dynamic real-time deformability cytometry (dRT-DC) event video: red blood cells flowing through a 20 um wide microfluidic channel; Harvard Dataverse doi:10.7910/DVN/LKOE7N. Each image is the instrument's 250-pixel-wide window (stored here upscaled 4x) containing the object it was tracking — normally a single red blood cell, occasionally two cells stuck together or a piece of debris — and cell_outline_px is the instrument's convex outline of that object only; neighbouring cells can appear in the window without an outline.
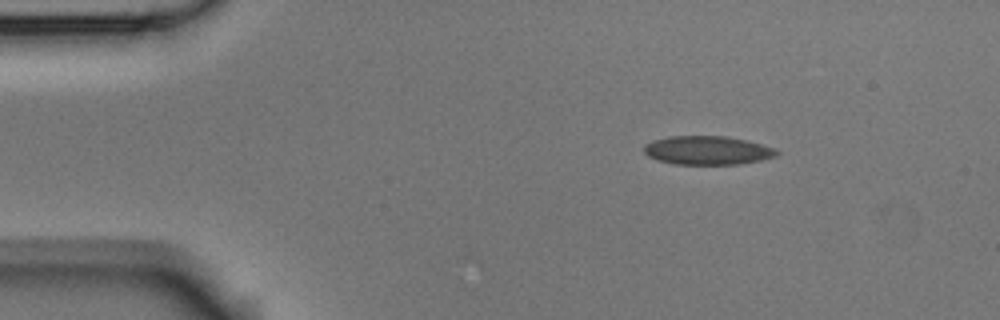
{"species": "Egyptian fruit bat (a non-hibernating species)", "species_latin": "Rousettus aegyptiacus", "temperature_condition": "room temperature", "stored_images_in_passage": 4, "segment_of_instrument_passage": [1, 2], "camera_frame_rate_fps": 3000, "um_per_image_px": 0.085, "animal": {"sex": "male"}, "frame": {"image": 1, "passage_image": 1, "time_ms": 0.0, "image_size_px": [1000, 320], "cell_outline_px": [[780, 152], [776, 156], [760, 160], [740, 164], [676, 164], [656, 160], [648, 156], [644, 152], [644, 144], [652, 140], [668, 136], [724, 136], [744, 140], [776, 148]], "centroid_in_image_um": [60.1, 12.78], "position_along_channel_um": 24.9, "area_um2": 22.2}}